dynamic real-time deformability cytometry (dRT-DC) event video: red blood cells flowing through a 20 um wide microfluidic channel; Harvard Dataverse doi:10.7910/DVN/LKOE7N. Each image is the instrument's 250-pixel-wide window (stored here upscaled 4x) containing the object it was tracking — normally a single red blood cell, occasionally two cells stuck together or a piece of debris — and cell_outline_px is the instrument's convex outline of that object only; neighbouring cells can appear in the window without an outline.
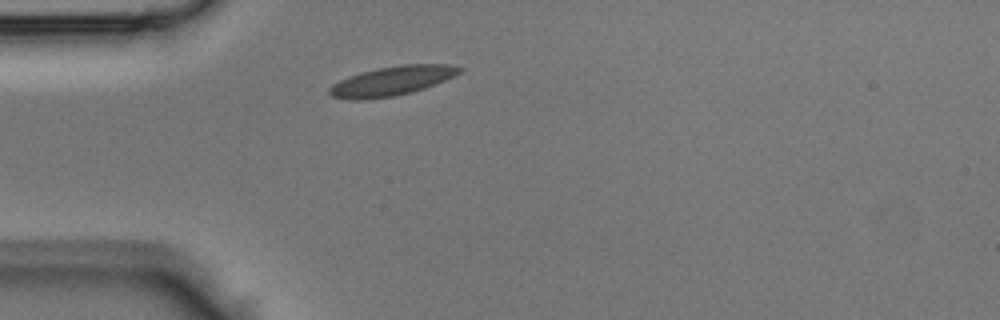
{"species": "Egyptian fruit bat (a non-hibernating species)", "species_latin": "Rousettus aegyptiacus", "temperature_condition": "room temperature", "stored_images_in_passage": 33, "camera_frame_rate_fps": 3000, "um_per_image_px": 0.085, "animal": {"sex": "male"}, "frame": {"image": 1, "passage_image": 1, "time_ms": 0.0, "image_size_px": [1000, 320], "cell_outline_px": [[464, 68], [460, 72], [444, 80], [424, 88], [412, 92], [392, 96], [364, 100], [352, 100], [332, 96], [328, 92], [328, 88], [332, 84], [348, 76], [360, 72], [380, 68], [404, 64], [448, 64]], "centroid_in_image_um": [33.27, 6.88], "position_along_channel_um": 51.7, "area_um2": 22.02}}
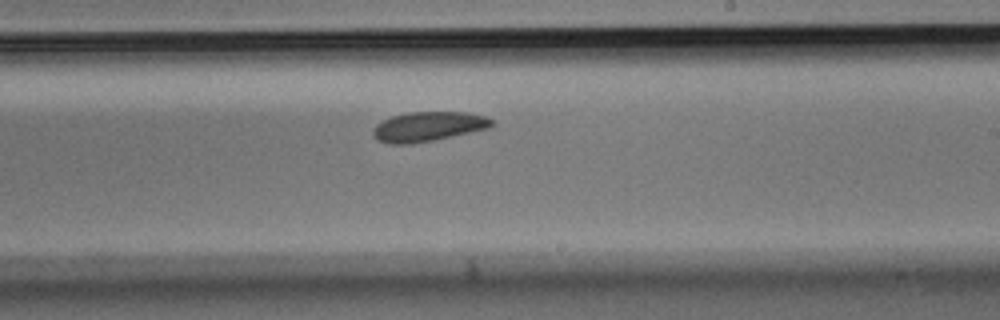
{"frame": {"image": 2, "passage_image": 15, "time_ms": 4.667, "image_size_px": [1000, 320], "cell_outline_px": [[492, 124], [488, 128], [432, 140], [412, 144], [388, 144], [376, 140], [372, 136], [372, 132], [376, 124], [392, 116], [408, 112], [468, 112], [484, 116], [492, 120]], "centroid_in_image_um": [36.32, 10.76], "position_along_channel_um": 252.7, "area_um2": 20.35}}
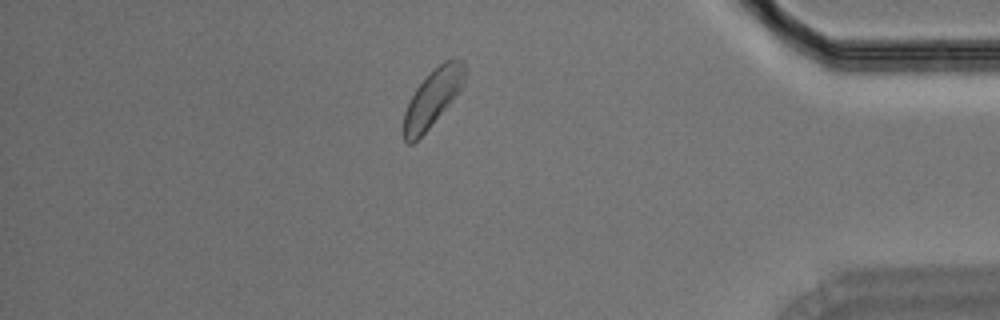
{"frame": {"image": 3, "passage_image": 27, "time_ms": 8.667, "image_size_px": [1000, 320], "cell_outline_px": [[464, 84], [448, 104], [428, 128], [412, 144], [408, 144], [404, 140], [404, 112], [416, 88], [444, 60], [456, 56], [464, 60]], "centroid_in_image_um": [36.78, 8.29], "position_along_channel_um": 398.4, "area_um2": 19.59}}